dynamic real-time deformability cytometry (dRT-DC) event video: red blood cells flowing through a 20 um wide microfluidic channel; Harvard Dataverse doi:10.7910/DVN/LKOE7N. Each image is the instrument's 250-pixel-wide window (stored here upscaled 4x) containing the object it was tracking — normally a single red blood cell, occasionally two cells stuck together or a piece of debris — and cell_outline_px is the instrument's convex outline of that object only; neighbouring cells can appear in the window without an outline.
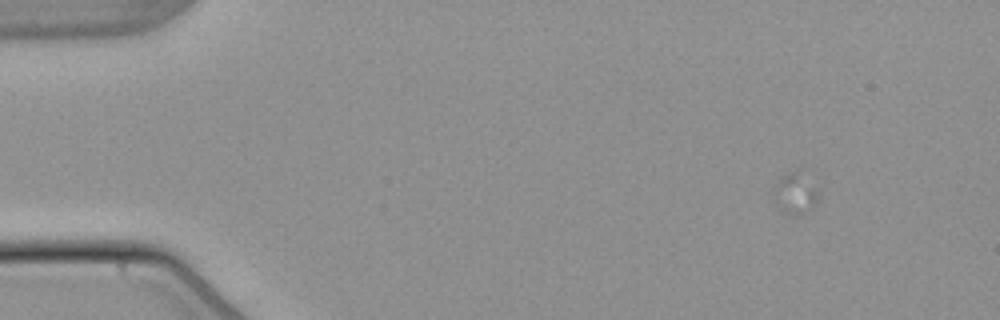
{"species": "common noctule bat (a hibernating species)", "species_latin": "Nyctalus noctula", "temperature_condition": "warm", "stored_images_in_passage": 1, "camera_frame_rate_fps": 3000, "um_per_image_px": 0.085, "animal": {"sex": "male", "body_mass_g": 21.5, "forearm_length_mm": 52.0}, "frame": {"image": 1, "passage_image": 1, "time_ms": 0.0, "image_size_px": [1000, 320], "cell_outline_px": [[820, 196], [804, 212], [796, 216], [792, 216], [784, 212], [772, 200], [772, 192], [780, 176], [800, 164], [820, 192]], "centroid_in_image_um": [67.58, 16.3], "position_along_channel_um": 17.4, "area_um2": 11.5}}